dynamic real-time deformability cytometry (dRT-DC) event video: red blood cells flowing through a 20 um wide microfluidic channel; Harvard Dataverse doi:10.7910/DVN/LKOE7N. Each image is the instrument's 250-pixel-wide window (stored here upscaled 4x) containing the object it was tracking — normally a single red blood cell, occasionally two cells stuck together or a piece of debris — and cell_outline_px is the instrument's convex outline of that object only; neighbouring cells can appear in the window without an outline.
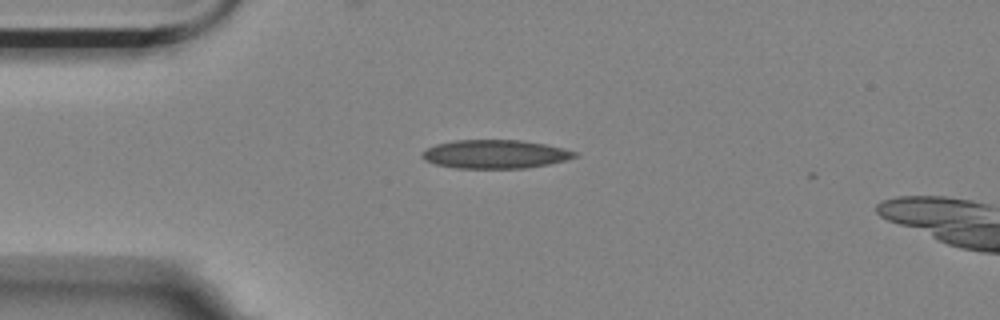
{"species": "Egyptian fruit bat (a non-hibernating species)", "species_latin": "Rousettus aegyptiacus", "temperature_condition": "room temperature", "stored_images_in_passage": 2, "camera_frame_rate_fps": 3000, "um_per_image_px": 0.085, "animal": {"sex": "female"}, "frame": {"image": 1, "passage_image": 1, "time_ms": 0.0, "image_size_px": [1000, 320], "cell_outline_px": [[580, 156], [568, 160], [528, 168], [456, 168], [436, 164], [424, 160], [420, 156], [420, 152], [436, 144], [452, 140], [520, 140], [544, 144], [564, 148], [576, 152]], "centroid_in_image_um": [42.09, 13.1], "position_along_channel_um": 42.9, "area_um2": 25.61}}